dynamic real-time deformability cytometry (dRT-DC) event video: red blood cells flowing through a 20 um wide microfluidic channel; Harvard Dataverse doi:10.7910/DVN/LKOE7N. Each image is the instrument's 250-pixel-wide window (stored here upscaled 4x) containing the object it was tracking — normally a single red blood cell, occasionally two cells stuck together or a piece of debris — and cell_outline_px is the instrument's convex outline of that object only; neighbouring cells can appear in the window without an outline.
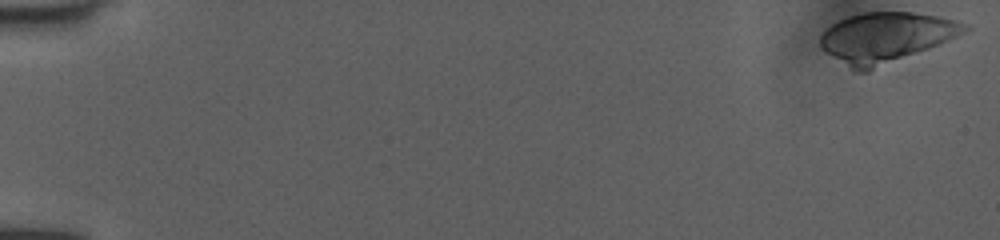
{"species": "human", "species_latin": "Homo sapiens", "temperature_condition": "room temperature", "stored_images_in_passage": 15, "camera_frame_rate_fps": 3000, "um_per_image_px": 0.085, "donor": {"sex": "female"}, "frame": {"image": 1, "passage_image": 1, "time_ms": 0.0, "image_size_px": [1000, 240], "cell_outline_px": [[972, 28], [956, 36], [928, 48], [868, 72], [860, 72], [852, 68], [828, 52], [820, 44], [820, 36], [832, 24], [848, 16], [864, 12], [912, 12], [940, 16], [968, 24]], "centroid_in_image_um": [75.33, 3.16], "position_along_channel_um": 9.7, "area_um2": 41.27}}